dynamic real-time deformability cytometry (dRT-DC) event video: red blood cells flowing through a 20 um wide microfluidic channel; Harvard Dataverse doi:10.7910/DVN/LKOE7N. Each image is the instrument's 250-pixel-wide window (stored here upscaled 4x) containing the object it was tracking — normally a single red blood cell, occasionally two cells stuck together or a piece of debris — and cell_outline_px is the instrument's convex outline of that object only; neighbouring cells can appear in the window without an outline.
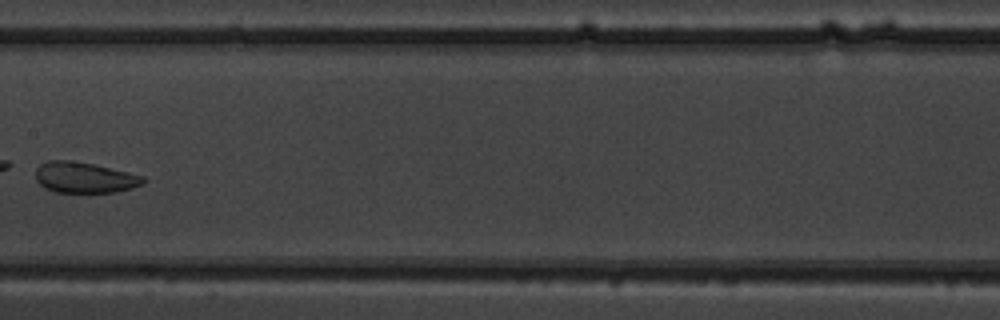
{"species": "common noctule bat (a hibernating species)", "species_latin": "Nyctalus noctula", "temperature_condition": "warm", "stored_images_in_passage": 10, "segment_of_instrument_passage": [3, 3], "camera_frame_rate_fps": 3000, "um_per_image_px": 0.085, "animal": {"sex": "male", "body_mass_g": 19.5, "forearm_length_mm": 54.6}, "frame": {"image": 1, "passage_image": 9, "time_ms": 9.333, "image_size_px": [1000, 320], "cell_outline_px": [[144, 184], [132, 188], [116, 192], [56, 192], [44, 188], [36, 180], [36, 168], [40, 164], [48, 160], [72, 160], [92, 164], [128, 172], [144, 176]], "centroid_in_image_um": [7.17, 15.09], "position_along_channel_um": 200.2, "area_um2": 19.31}}
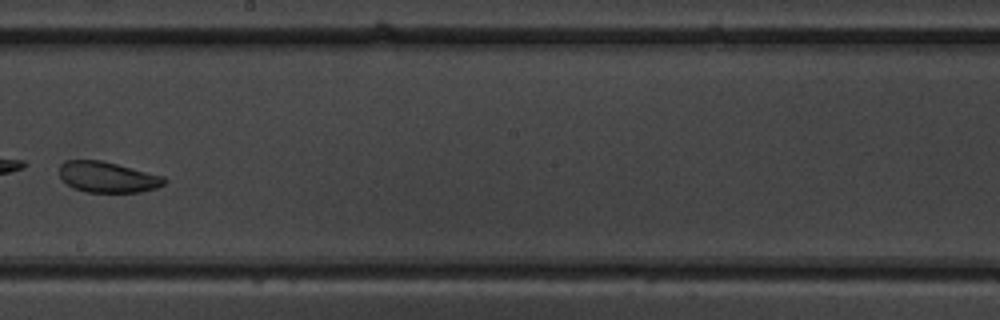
{"frame": {"image": 2, "passage_image": 10, "time_ms": 10.333, "image_size_px": [1000, 320], "cell_outline_px": [[168, 180], [164, 184], [156, 188], [140, 192], [84, 192], [72, 188], [60, 176], [60, 164], [64, 160], [100, 160], [164, 176]], "centroid_in_image_um": [9.14, 15.06], "position_along_channel_um": 239.1, "area_um2": 18.79}}